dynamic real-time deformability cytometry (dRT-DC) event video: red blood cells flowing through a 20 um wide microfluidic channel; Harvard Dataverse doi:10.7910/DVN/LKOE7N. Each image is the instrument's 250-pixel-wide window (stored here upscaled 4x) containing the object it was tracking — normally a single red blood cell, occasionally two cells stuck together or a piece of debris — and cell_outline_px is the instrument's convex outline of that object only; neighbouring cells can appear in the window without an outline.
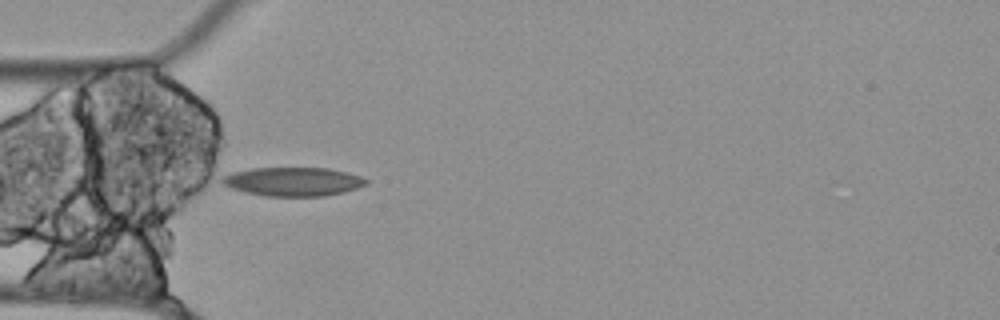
{"species": "Egyptian fruit bat (a non-hibernating species)", "species_latin": "Rousettus aegyptiacus", "temperature_condition": "cold", "stored_images_in_passage": 27, "camera_frame_rate_fps": 3000, "um_per_image_px": 0.085, "animal": {"sex": "female"}, "frame": {"image": 1, "passage_image": 1, "time_ms": 0.0, "image_size_px": [1000, 320], "cell_outline_px": [[368, 184], [344, 192], [324, 196], [264, 196], [244, 192], [232, 188], [224, 184], [220, 180], [224, 176], [232, 172], [252, 168], [328, 168], [348, 172], [360, 176], [368, 180]], "centroid_in_image_um": [24.93, 15.44], "position_along_channel_um": 60.1, "area_um2": 24.16}}
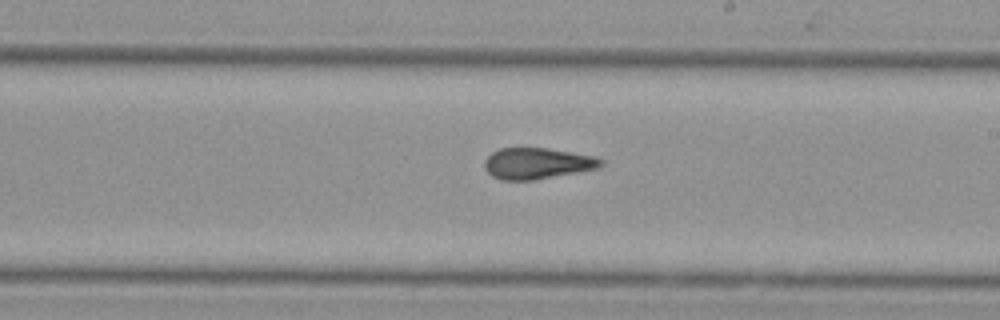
{"frame": {"image": 2, "passage_image": 16, "time_ms": 5.0, "image_size_px": [1000, 320], "cell_outline_px": [[604, 164], [600, 168], [532, 180], [500, 180], [492, 176], [484, 168], [484, 160], [492, 152], [500, 148], [548, 148], [596, 156], [604, 160]], "centroid_in_image_um": [45.68, 13.88], "position_along_channel_um": 243.3, "area_um2": 21.27}}
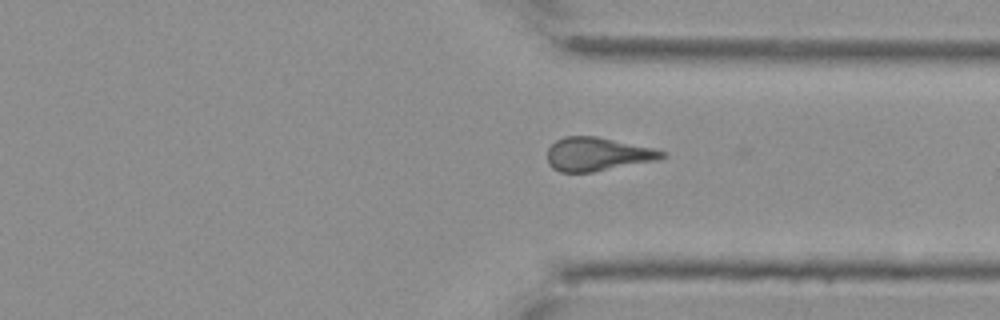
{"frame": {"image": 3, "passage_image": 26, "time_ms": 8.333, "image_size_px": [1000, 320], "cell_outline_px": [[668, 156], [656, 160], [592, 172], [560, 172], [552, 168], [548, 164], [548, 148], [556, 140], [564, 136], [596, 136], [652, 148], [668, 152]], "centroid_in_image_um": [50.77, 13.1], "position_along_channel_um": 360.6, "area_um2": 22.31}}